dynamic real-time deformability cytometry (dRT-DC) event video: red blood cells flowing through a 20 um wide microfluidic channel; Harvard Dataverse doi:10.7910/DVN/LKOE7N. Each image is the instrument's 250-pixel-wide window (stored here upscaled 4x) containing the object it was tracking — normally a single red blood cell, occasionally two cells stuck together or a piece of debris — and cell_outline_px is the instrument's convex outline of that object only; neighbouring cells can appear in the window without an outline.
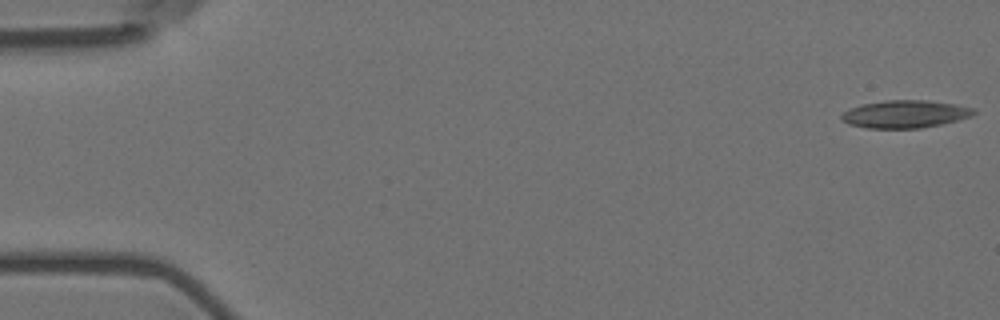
{"species": "Egyptian fruit bat (a non-hibernating species)", "species_latin": "Rousettus aegyptiacus", "temperature_condition": "room temperature", "stored_images_in_passage": 30, "camera_frame_rate_fps": 3000, "um_per_image_px": 0.085, "animal": {"sex": "female"}, "frame": {"image": 1, "passage_image": 1, "time_ms": 0.0, "image_size_px": [1000, 320], "cell_outline_px": [[976, 112], [972, 116], [940, 124], [920, 128], [868, 128], [848, 124], [840, 120], [840, 116], [848, 108], [864, 104], [884, 100], [928, 100], [956, 104], [972, 108]], "centroid_in_image_um": [76.89, 9.69], "position_along_channel_um": 8.1, "area_um2": 21.27}}
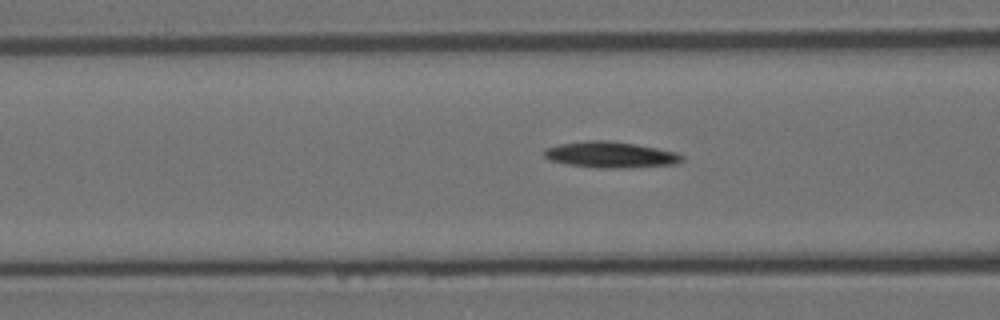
{"frame": {"image": 2, "passage_image": 22, "time_ms": 7.0, "image_size_px": [1000, 320], "cell_outline_px": [[684, 160], [676, 164], [628, 168], [596, 168], [568, 164], [552, 160], [544, 156], [544, 148], [560, 144], [584, 140], [608, 140], [636, 144], [676, 152], [684, 156]], "centroid_in_image_um": [51.92, 13.15], "position_along_channel_um": 114.7, "area_um2": 21.04}}
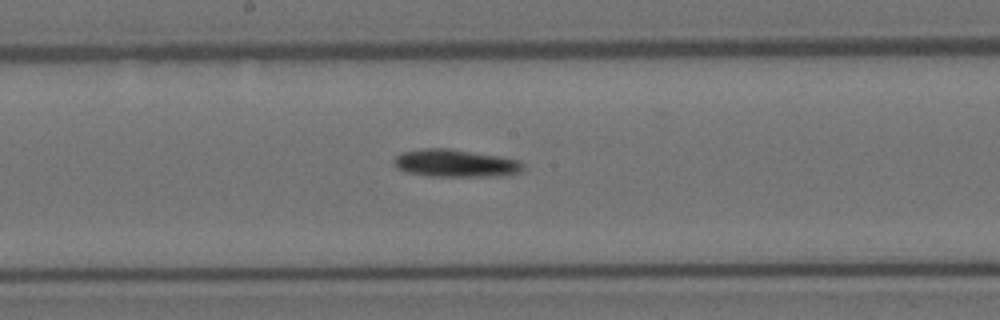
{"frame": {"image": 3, "passage_image": 30, "time_ms": 9.667, "image_size_px": [1000, 320], "cell_outline_px": [[524, 168], [520, 172], [504, 176], [428, 176], [408, 172], [396, 168], [392, 164], [392, 160], [396, 156], [404, 152], [424, 148], [448, 148], [520, 160], [524, 164]], "centroid_in_image_um": [38.7, 13.88], "position_along_channel_um": 209.5, "area_um2": 20.75}}